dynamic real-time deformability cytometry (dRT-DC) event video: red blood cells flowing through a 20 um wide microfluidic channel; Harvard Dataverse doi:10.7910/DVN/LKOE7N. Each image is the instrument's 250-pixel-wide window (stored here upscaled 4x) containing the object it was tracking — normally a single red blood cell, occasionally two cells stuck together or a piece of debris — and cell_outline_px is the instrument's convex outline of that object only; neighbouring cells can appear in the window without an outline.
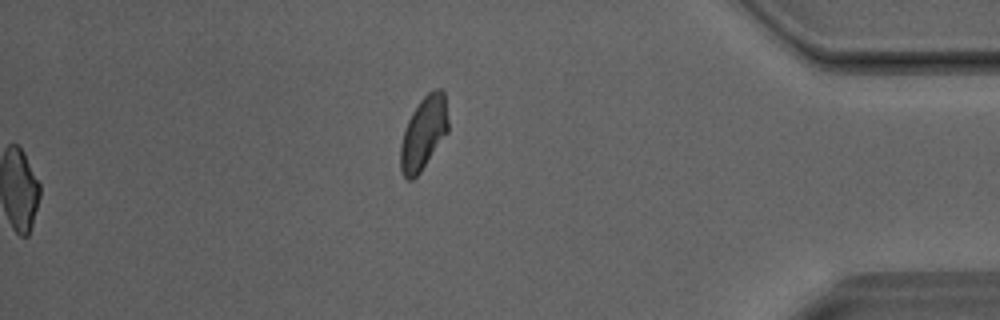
{"species": "Egyptian fruit bat (a non-hibernating species)", "species_latin": "Rousettus aegyptiacus", "temperature_condition": "room temperature", "stored_images_in_passage": 34, "segment_of_instrument_passage": [2, 2], "camera_frame_rate_fps": 3000, "um_per_image_px": 0.085, "animal": {"sex": "male"}, "frame": {"image": 1, "passage_image": 34, "time_ms": 11.0, "image_size_px": [1000, 320], "cell_outline_px": [[448, 132], [420, 172], [412, 180], [408, 180], [404, 176], [400, 168], [400, 144], [408, 120], [412, 112], [420, 100], [428, 92], [436, 88], [440, 88], [444, 92], [448, 120]], "centroid_in_image_um": [36.0, 11.3], "position_along_channel_um": 399.2, "area_um2": 20.17}}